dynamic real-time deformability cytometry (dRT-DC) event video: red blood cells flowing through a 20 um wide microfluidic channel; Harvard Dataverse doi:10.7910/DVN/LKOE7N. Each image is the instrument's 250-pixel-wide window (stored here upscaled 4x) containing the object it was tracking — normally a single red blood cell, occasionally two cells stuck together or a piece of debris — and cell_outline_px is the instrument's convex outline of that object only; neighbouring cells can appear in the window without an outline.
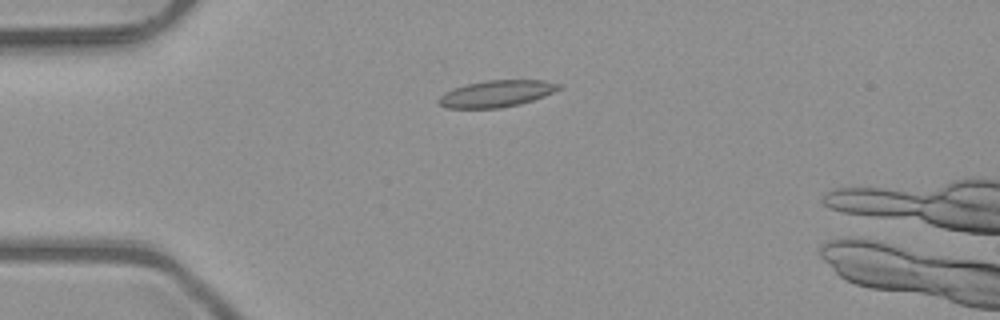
{"species": "common noctule bat (a hibernating species)", "species_latin": "Nyctalus noctula", "temperature_condition": "room temperature", "stored_images_in_passage": 2, "camera_frame_rate_fps": 3000, "um_per_image_px": 0.085, "animal": {"sex": "male", "body_mass_g": 23.1, "forearm_length_mm": 52.7}, "frame": {"image": 1, "passage_image": 1, "time_ms": 0.0, "image_size_px": [1000, 320], "cell_outline_px": [[564, 88], [544, 96], [520, 104], [500, 108], [448, 108], [440, 104], [436, 100], [444, 92], [452, 88], [468, 84], [488, 80], [544, 80], [564, 84]], "centroid_in_image_um": [42.25, 7.95], "position_along_channel_um": 42.7, "area_um2": 18.84}}